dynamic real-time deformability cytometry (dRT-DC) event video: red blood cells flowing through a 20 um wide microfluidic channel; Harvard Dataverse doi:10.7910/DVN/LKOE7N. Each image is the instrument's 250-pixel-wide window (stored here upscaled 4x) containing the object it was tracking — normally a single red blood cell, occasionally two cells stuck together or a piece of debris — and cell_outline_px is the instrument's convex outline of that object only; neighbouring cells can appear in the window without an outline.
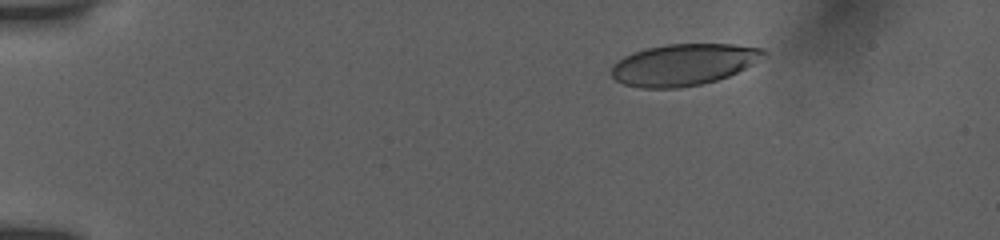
{"species": "human", "species_latin": "Homo sapiens", "temperature_condition": "room temperature", "stored_images_in_passage": 12, "camera_frame_rate_fps": 3000, "um_per_image_px": 0.085, "donor": {"sex": "female"}, "frame": {"image": 1, "passage_image": 2, "time_ms": 0.667, "image_size_px": [1000, 240], "cell_outline_px": [[768, 56], [728, 76], [716, 80], [700, 84], [680, 88], [640, 88], [624, 84], [616, 80], [612, 76], [612, 64], [624, 56], [632, 52], [648, 48], [668, 44], [732, 44], [764, 48], [768, 52]], "centroid_in_image_um": [58.12, 5.49], "position_along_channel_um": 26.9, "area_um2": 36.93}}
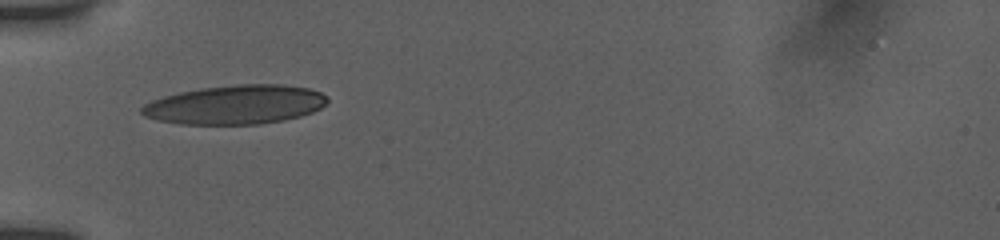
{"frame": {"image": 2, "passage_image": 8, "time_ms": 4.0, "image_size_px": [1000, 240], "cell_outline_px": [[328, 100], [320, 108], [312, 112], [300, 116], [284, 120], [260, 124], [180, 124], [156, 120], [144, 116], [140, 112], [140, 108], [144, 104], [152, 100], [164, 96], [180, 92], [200, 88], [240, 84], [284, 84], [308, 88], [320, 92], [328, 96]], "centroid_in_image_um": [20.0, 8.89], "position_along_channel_um": 65.0, "area_um2": 42.37}}
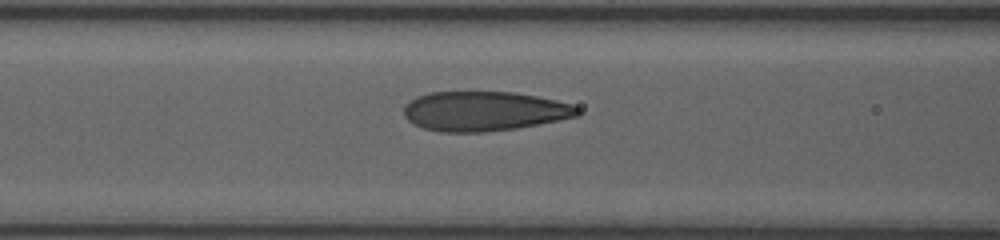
{"frame": {"image": 3, "passage_image": 11, "time_ms": 5.667, "image_size_px": [1000, 240], "cell_outline_px": [[580, 112], [576, 116], [516, 128], [484, 132], [440, 132], [424, 128], [408, 120], [404, 116], [404, 104], [408, 100], [416, 96], [428, 92], [516, 92], [556, 100], [572, 104], [580, 108]], "centroid_in_image_um": [41.11, 9.44], "position_along_channel_um": 125.5, "area_um2": 40.06}}